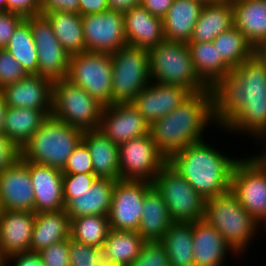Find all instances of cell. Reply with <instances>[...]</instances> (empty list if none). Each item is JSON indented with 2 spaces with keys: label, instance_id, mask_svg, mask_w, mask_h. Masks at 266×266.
I'll return each mask as SVG.
<instances>
[{
  "label": "cell",
  "instance_id": "cell-1",
  "mask_svg": "<svg viewBox=\"0 0 266 266\" xmlns=\"http://www.w3.org/2000/svg\"><path fill=\"white\" fill-rule=\"evenodd\" d=\"M213 118L220 129L259 139L266 133V65L254 54L212 88Z\"/></svg>",
  "mask_w": 266,
  "mask_h": 266
},
{
  "label": "cell",
  "instance_id": "cell-2",
  "mask_svg": "<svg viewBox=\"0 0 266 266\" xmlns=\"http://www.w3.org/2000/svg\"><path fill=\"white\" fill-rule=\"evenodd\" d=\"M216 149L202 140L167 158V165L205 200L230 191L232 172L239 160Z\"/></svg>",
  "mask_w": 266,
  "mask_h": 266
},
{
  "label": "cell",
  "instance_id": "cell-3",
  "mask_svg": "<svg viewBox=\"0 0 266 266\" xmlns=\"http://www.w3.org/2000/svg\"><path fill=\"white\" fill-rule=\"evenodd\" d=\"M213 97L211 88L193 93L185 102L155 121L150 134L156 148L167 159L190 144L203 139V132L213 123Z\"/></svg>",
  "mask_w": 266,
  "mask_h": 266
},
{
  "label": "cell",
  "instance_id": "cell-4",
  "mask_svg": "<svg viewBox=\"0 0 266 266\" xmlns=\"http://www.w3.org/2000/svg\"><path fill=\"white\" fill-rule=\"evenodd\" d=\"M82 137V129L49 116L19 150V157L63 170Z\"/></svg>",
  "mask_w": 266,
  "mask_h": 266
},
{
  "label": "cell",
  "instance_id": "cell-5",
  "mask_svg": "<svg viewBox=\"0 0 266 266\" xmlns=\"http://www.w3.org/2000/svg\"><path fill=\"white\" fill-rule=\"evenodd\" d=\"M148 53L154 83L181 86L192 94L210 89L197 75L187 43L164 40Z\"/></svg>",
  "mask_w": 266,
  "mask_h": 266
},
{
  "label": "cell",
  "instance_id": "cell-6",
  "mask_svg": "<svg viewBox=\"0 0 266 266\" xmlns=\"http://www.w3.org/2000/svg\"><path fill=\"white\" fill-rule=\"evenodd\" d=\"M203 219L216 228L239 255L245 253L260 227L231 190L206 200Z\"/></svg>",
  "mask_w": 266,
  "mask_h": 266
},
{
  "label": "cell",
  "instance_id": "cell-7",
  "mask_svg": "<svg viewBox=\"0 0 266 266\" xmlns=\"http://www.w3.org/2000/svg\"><path fill=\"white\" fill-rule=\"evenodd\" d=\"M103 106L66 78L53 81L51 116L79 129H98Z\"/></svg>",
  "mask_w": 266,
  "mask_h": 266
},
{
  "label": "cell",
  "instance_id": "cell-8",
  "mask_svg": "<svg viewBox=\"0 0 266 266\" xmlns=\"http://www.w3.org/2000/svg\"><path fill=\"white\" fill-rule=\"evenodd\" d=\"M112 104L131 103L150 82L149 53L126 45L111 54Z\"/></svg>",
  "mask_w": 266,
  "mask_h": 266
},
{
  "label": "cell",
  "instance_id": "cell-9",
  "mask_svg": "<svg viewBox=\"0 0 266 266\" xmlns=\"http://www.w3.org/2000/svg\"><path fill=\"white\" fill-rule=\"evenodd\" d=\"M112 75L111 54L86 51L70 56L66 79L105 107L112 104Z\"/></svg>",
  "mask_w": 266,
  "mask_h": 266
},
{
  "label": "cell",
  "instance_id": "cell-10",
  "mask_svg": "<svg viewBox=\"0 0 266 266\" xmlns=\"http://www.w3.org/2000/svg\"><path fill=\"white\" fill-rule=\"evenodd\" d=\"M152 185L166 202L173 222L193 223L203 219L206 200L167 164Z\"/></svg>",
  "mask_w": 266,
  "mask_h": 266
},
{
  "label": "cell",
  "instance_id": "cell-11",
  "mask_svg": "<svg viewBox=\"0 0 266 266\" xmlns=\"http://www.w3.org/2000/svg\"><path fill=\"white\" fill-rule=\"evenodd\" d=\"M230 190L252 218L266 227V167L256 157L239 158Z\"/></svg>",
  "mask_w": 266,
  "mask_h": 266
},
{
  "label": "cell",
  "instance_id": "cell-12",
  "mask_svg": "<svg viewBox=\"0 0 266 266\" xmlns=\"http://www.w3.org/2000/svg\"><path fill=\"white\" fill-rule=\"evenodd\" d=\"M166 164L150 133L119 145L120 180L152 183Z\"/></svg>",
  "mask_w": 266,
  "mask_h": 266
},
{
  "label": "cell",
  "instance_id": "cell-13",
  "mask_svg": "<svg viewBox=\"0 0 266 266\" xmlns=\"http://www.w3.org/2000/svg\"><path fill=\"white\" fill-rule=\"evenodd\" d=\"M26 19L37 48L38 75L52 81L66 78L70 55L59 43L48 19L42 14Z\"/></svg>",
  "mask_w": 266,
  "mask_h": 266
},
{
  "label": "cell",
  "instance_id": "cell-14",
  "mask_svg": "<svg viewBox=\"0 0 266 266\" xmlns=\"http://www.w3.org/2000/svg\"><path fill=\"white\" fill-rule=\"evenodd\" d=\"M81 19L87 52L112 54L128 45L123 12L108 9Z\"/></svg>",
  "mask_w": 266,
  "mask_h": 266
},
{
  "label": "cell",
  "instance_id": "cell-15",
  "mask_svg": "<svg viewBox=\"0 0 266 266\" xmlns=\"http://www.w3.org/2000/svg\"><path fill=\"white\" fill-rule=\"evenodd\" d=\"M152 183L118 180L113 188L108 220L114 230L137 231L140 225L143 201Z\"/></svg>",
  "mask_w": 266,
  "mask_h": 266
},
{
  "label": "cell",
  "instance_id": "cell-16",
  "mask_svg": "<svg viewBox=\"0 0 266 266\" xmlns=\"http://www.w3.org/2000/svg\"><path fill=\"white\" fill-rule=\"evenodd\" d=\"M98 130L119 146L150 133V126L131 103H114L102 108Z\"/></svg>",
  "mask_w": 266,
  "mask_h": 266
},
{
  "label": "cell",
  "instance_id": "cell-17",
  "mask_svg": "<svg viewBox=\"0 0 266 266\" xmlns=\"http://www.w3.org/2000/svg\"><path fill=\"white\" fill-rule=\"evenodd\" d=\"M34 197L29 161L18 157L0 173V200L3 210L34 212Z\"/></svg>",
  "mask_w": 266,
  "mask_h": 266
},
{
  "label": "cell",
  "instance_id": "cell-18",
  "mask_svg": "<svg viewBox=\"0 0 266 266\" xmlns=\"http://www.w3.org/2000/svg\"><path fill=\"white\" fill-rule=\"evenodd\" d=\"M192 93L181 86L150 82L138 93L131 104L151 126L155 121L172 112Z\"/></svg>",
  "mask_w": 266,
  "mask_h": 266
},
{
  "label": "cell",
  "instance_id": "cell-19",
  "mask_svg": "<svg viewBox=\"0 0 266 266\" xmlns=\"http://www.w3.org/2000/svg\"><path fill=\"white\" fill-rule=\"evenodd\" d=\"M8 107L52 110L53 81L37 74L0 89Z\"/></svg>",
  "mask_w": 266,
  "mask_h": 266
},
{
  "label": "cell",
  "instance_id": "cell-20",
  "mask_svg": "<svg viewBox=\"0 0 266 266\" xmlns=\"http://www.w3.org/2000/svg\"><path fill=\"white\" fill-rule=\"evenodd\" d=\"M34 191V212L59 211L65 208L62 170L29 162Z\"/></svg>",
  "mask_w": 266,
  "mask_h": 266
},
{
  "label": "cell",
  "instance_id": "cell-21",
  "mask_svg": "<svg viewBox=\"0 0 266 266\" xmlns=\"http://www.w3.org/2000/svg\"><path fill=\"white\" fill-rule=\"evenodd\" d=\"M36 213L3 210L0 213V254L5 258L30 251Z\"/></svg>",
  "mask_w": 266,
  "mask_h": 266
},
{
  "label": "cell",
  "instance_id": "cell-22",
  "mask_svg": "<svg viewBox=\"0 0 266 266\" xmlns=\"http://www.w3.org/2000/svg\"><path fill=\"white\" fill-rule=\"evenodd\" d=\"M192 235L195 266H223L226 253L232 251L238 255L216 228L204 219L192 223Z\"/></svg>",
  "mask_w": 266,
  "mask_h": 266
},
{
  "label": "cell",
  "instance_id": "cell-23",
  "mask_svg": "<svg viewBox=\"0 0 266 266\" xmlns=\"http://www.w3.org/2000/svg\"><path fill=\"white\" fill-rule=\"evenodd\" d=\"M127 43L149 51L163 42V20L141 5L123 12Z\"/></svg>",
  "mask_w": 266,
  "mask_h": 266
},
{
  "label": "cell",
  "instance_id": "cell-24",
  "mask_svg": "<svg viewBox=\"0 0 266 266\" xmlns=\"http://www.w3.org/2000/svg\"><path fill=\"white\" fill-rule=\"evenodd\" d=\"M115 183L112 179L97 178L89 190L73 193V199L64 208L70 220L85 215L108 216Z\"/></svg>",
  "mask_w": 266,
  "mask_h": 266
},
{
  "label": "cell",
  "instance_id": "cell-25",
  "mask_svg": "<svg viewBox=\"0 0 266 266\" xmlns=\"http://www.w3.org/2000/svg\"><path fill=\"white\" fill-rule=\"evenodd\" d=\"M82 141L89 148L94 175L97 178L120 180L119 146L98 129L83 131Z\"/></svg>",
  "mask_w": 266,
  "mask_h": 266
},
{
  "label": "cell",
  "instance_id": "cell-26",
  "mask_svg": "<svg viewBox=\"0 0 266 266\" xmlns=\"http://www.w3.org/2000/svg\"><path fill=\"white\" fill-rule=\"evenodd\" d=\"M204 5L201 0H174L162 19L164 39L188 43Z\"/></svg>",
  "mask_w": 266,
  "mask_h": 266
},
{
  "label": "cell",
  "instance_id": "cell-27",
  "mask_svg": "<svg viewBox=\"0 0 266 266\" xmlns=\"http://www.w3.org/2000/svg\"><path fill=\"white\" fill-rule=\"evenodd\" d=\"M173 223L166 202L152 185L144 197L142 216L137 232L146 241H161Z\"/></svg>",
  "mask_w": 266,
  "mask_h": 266
},
{
  "label": "cell",
  "instance_id": "cell-28",
  "mask_svg": "<svg viewBox=\"0 0 266 266\" xmlns=\"http://www.w3.org/2000/svg\"><path fill=\"white\" fill-rule=\"evenodd\" d=\"M52 110L8 107L5 113L3 134L20 150L42 123L51 116Z\"/></svg>",
  "mask_w": 266,
  "mask_h": 266
},
{
  "label": "cell",
  "instance_id": "cell-29",
  "mask_svg": "<svg viewBox=\"0 0 266 266\" xmlns=\"http://www.w3.org/2000/svg\"><path fill=\"white\" fill-rule=\"evenodd\" d=\"M232 3L222 0L205 3L189 42H212L222 32L234 26Z\"/></svg>",
  "mask_w": 266,
  "mask_h": 266
},
{
  "label": "cell",
  "instance_id": "cell-30",
  "mask_svg": "<svg viewBox=\"0 0 266 266\" xmlns=\"http://www.w3.org/2000/svg\"><path fill=\"white\" fill-rule=\"evenodd\" d=\"M70 238V218L65 209L36 213L30 251L40 252L51 244Z\"/></svg>",
  "mask_w": 266,
  "mask_h": 266
},
{
  "label": "cell",
  "instance_id": "cell-31",
  "mask_svg": "<svg viewBox=\"0 0 266 266\" xmlns=\"http://www.w3.org/2000/svg\"><path fill=\"white\" fill-rule=\"evenodd\" d=\"M232 6L234 26L256 48L266 39V0H240Z\"/></svg>",
  "mask_w": 266,
  "mask_h": 266
},
{
  "label": "cell",
  "instance_id": "cell-32",
  "mask_svg": "<svg viewBox=\"0 0 266 266\" xmlns=\"http://www.w3.org/2000/svg\"><path fill=\"white\" fill-rule=\"evenodd\" d=\"M146 240L137 231L110 229L101 257L119 266H129L139 256Z\"/></svg>",
  "mask_w": 266,
  "mask_h": 266
},
{
  "label": "cell",
  "instance_id": "cell-33",
  "mask_svg": "<svg viewBox=\"0 0 266 266\" xmlns=\"http://www.w3.org/2000/svg\"><path fill=\"white\" fill-rule=\"evenodd\" d=\"M187 44L194 69L209 88L232 71L219 56L213 42H188Z\"/></svg>",
  "mask_w": 266,
  "mask_h": 266
},
{
  "label": "cell",
  "instance_id": "cell-34",
  "mask_svg": "<svg viewBox=\"0 0 266 266\" xmlns=\"http://www.w3.org/2000/svg\"><path fill=\"white\" fill-rule=\"evenodd\" d=\"M41 14L48 19L56 38L70 56L86 52L80 14L61 11Z\"/></svg>",
  "mask_w": 266,
  "mask_h": 266
},
{
  "label": "cell",
  "instance_id": "cell-35",
  "mask_svg": "<svg viewBox=\"0 0 266 266\" xmlns=\"http://www.w3.org/2000/svg\"><path fill=\"white\" fill-rule=\"evenodd\" d=\"M160 242L166 248L170 266H195L192 223L174 222Z\"/></svg>",
  "mask_w": 266,
  "mask_h": 266
},
{
  "label": "cell",
  "instance_id": "cell-36",
  "mask_svg": "<svg viewBox=\"0 0 266 266\" xmlns=\"http://www.w3.org/2000/svg\"><path fill=\"white\" fill-rule=\"evenodd\" d=\"M212 42L219 56L231 69H235L255 54L253 45L235 26L222 32Z\"/></svg>",
  "mask_w": 266,
  "mask_h": 266
},
{
  "label": "cell",
  "instance_id": "cell-37",
  "mask_svg": "<svg viewBox=\"0 0 266 266\" xmlns=\"http://www.w3.org/2000/svg\"><path fill=\"white\" fill-rule=\"evenodd\" d=\"M5 49L21 64L27 74L38 75L37 48L26 18L18 25Z\"/></svg>",
  "mask_w": 266,
  "mask_h": 266
},
{
  "label": "cell",
  "instance_id": "cell-38",
  "mask_svg": "<svg viewBox=\"0 0 266 266\" xmlns=\"http://www.w3.org/2000/svg\"><path fill=\"white\" fill-rule=\"evenodd\" d=\"M107 215H85L70 220V239L102 248L110 231Z\"/></svg>",
  "mask_w": 266,
  "mask_h": 266
},
{
  "label": "cell",
  "instance_id": "cell-39",
  "mask_svg": "<svg viewBox=\"0 0 266 266\" xmlns=\"http://www.w3.org/2000/svg\"><path fill=\"white\" fill-rule=\"evenodd\" d=\"M129 266H170L166 248L160 241H146L139 256Z\"/></svg>",
  "mask_w": 266,
  "mask_h": 266
},
{
  "label": "cell",
  "instance_id": "cell-40",
  "mask_svg": "<svg viewBox=\"0 0 266 266\" xmlns=\"http://www.w3.org/2000/svg\"><path fill=\"white\" fill-rule=\"evenodd\" d=\"M63 174H94L91 154L87 145L81 141L69 156Z\"/></svg>",
  "mask_w": 266,
  "mask_h": 266
},
{
  "label": "cell",
  "instance_id": "cell-41",
  "mask_svg": "<svg viewBox=\"0 0 266 266\" xmlns=\"http://www.w3.org/2000/svg\"><path fill=\"white\" fill-rule=\"evenodd\" d=\"M28 74L6 49H0V89L22 80Z\"/></svg>",
  "mask_w": 266,
  "mask_h": 266
},
{
  "label": "cell",
  "instance_id": "cell-42",
  "mask_svg": "<svg viewBox=\"0 0 266 266\" xmlns=\"http://www.w3.org/2000/svg\"><path fill=\"white\" fill-rule=\"evenodd\" d=\"M70 266H94L101 258V249L69 238Z\"/></svg>",
  "mask_w": 266,
  "mask_h": 266
},
{
  "label": "cell",
  "instance_id": "cell-43",
  "mask_svg": "<svg viewBox=\"0 0 266 266\" xmlns=\"http://www.w3.org/2000/svg\"><path fill=\"white\" fill-rule=\"evenodd\" d=\"M97 177L94 174H63V199L65 205L73 199V193L89 190Z\"/></svg>",
  "mask_w": 266,
  "mask_h": 266
},
{
  "label": "cell",
  "instance_id": "cell-44",
  "mask_svg": "<svg viewBox=\"0 0 266 266\" xmlns=\"http://www.w3.org/2000/svg\"><path fill=\"white\" fill-rule=\"evenodd\" d=\"M39 254L44 266H70L69 239L51 244Z\"/></svg>",
  "mask_w": 266,
  "mask_h": 266
},
{
  "label": "cell",
  "instance_id": "cell-45",
  "mask_svg": "<svg viewBox=\"0 0 266 266\" xmlns=\"http://www.w3.org/2000/svg\"><path fill=\"white\" fill-rule=\"evenodd\" d=\"M24 19V16L14 12H0V49L6 48L14 31Z\"/></svg>",
  "mask_w": 266,
  "mask_h": 266
},
{
  "label": "cell",
  "instance_id": "cell-46",
  "mask_svg": "<svg viewBox=\"0 0 266 266\" xmlns=\"http://www.w3.org/2000/svg\"><path fill=\"white\" fill-rule=\"evenodd\" d=\"M6 11L30 17L41 14L40 0H6Z\"/></svg>",
  "mask_w": 266,
  "mask_h": 266
},
{
  "label": "cell",
  "instance_id": "cell-47",
  "mask_svg": "<svg viewBox=\"0 0 266 266\" xmlns=\"http://www.w3.org/2000/svg\"><path fill=\"white\" fill-rule=\"evenodd\" d=\"M41 13L70 12L79 14V0H40Z\"/></svg>",
  "mask_w": 266,
  "mask_h": 266
},
{
  "label": "cell",
  "instance_id": "cell-48",
  "mask_svg": "<svg viewBox=\"0 0 266 266\" xmlns=\"http://www.w3.org/2000/svg\"><path fill=\"white\" fill-rule=\"evenodd\" d=\"M19 157V150L4 135L0 134V173Z\"/></svg>",
  "mask_w": 266,
  "mask_h": 266
},
{
  "label": "cell",
  "instance_id": "cell-49",
  "mask_svg": "<svg viewBox=\"0 0 266 266\" xmlns=\"http://www.w3.org/2000/svg\"><path fill=\"white\" fill-rule=\"evenodd\" d=\"M14 261L13 266H44L43 260L39 252H18L6 259V263Z\"/></svg>",
  "mask_w": 266,
  "mask_h": 266
},
{
  "label": "cell",
  "instance_id": "cell-50",
  "mask_svg": "<svg viewBox=\"0 0 266 266\" xmlns=\"http://www.w3.org/2000/svg\"><path fill=\"white\" fill-rule=\"evenodd\" d=\"M174 0H142L141 6L150 14L163 19Z\"/></svg>",
  "mask_w": 266,
  "mask_h": 266
},
{
  "label": "cell",
  "instance_id": "cell-51",
  "mask_svg": "<svg viewBox=\"0 0 266 266\" xmlns=\"http://www.w3.org/2000/svg\"><path fill=\"white\" fill-rule=\"evenodd\" d=\"M109 9L107 0H79V14H97Z\"/></svg>",
  "mask_w": 266,
  "mask_h": 266
},
{
  "label": "cell",
  "instance_id": "cell-52",
  "mask_svg": "<svg viewBox=\"0 0 266 266\" xmlns=\"http://www.w3.org/2000/svg\"><path fill=\"white\" fill-rule=\"evenodd\" d=\"M142 0H107L110 10L125 12L141 5Z\"/></svg>",
  "mask_w": 266,
  "mask_h": 266
},
{
  "label": "cell",
  "instance_id": "cell-53",
  "mask_svg": "<svg viewBox=\"0 0 266 266\" xmlns=\"http://www.w3.org/2000/svg\"><path fill=\"white\" fill-rule=\"evenodd\" d=\"M8 106L5 102L3 95L0 93V134H3V126L5 120V113Z\"/></svg>",
  "mask_w": 266,
  "mask_h": 266
},
{
  "label": "cell",
  "instance_id": "cell-54",
  "mask_svg": "<svg viewBox=\"0 0 266 266\" xmlns=\"http://www.w3.org/2000/svg\"><path fill=\"white\" fill-rule=\"evenodd\" d=\"M255 54L266 65V39L255 48Z\"/></svg>",
  "mask_w": 266,
  "mask_h": 266
},
{
  "label": "cell",
  "instance_id": "cell-55",
  "mask_svg": "<svg viewBox=\"0 0 266 266\" xmlns=\"http://www.w3.org/2000/svg\"><path fill=\"white\" fill-rule=\"evenodd\" d=\"M260 142L264 141V143L266 144V133L263 134L259 139H258ZM266 146V145H265ZM266 148V147H265ZM264 152V153H263ZM262 153L260 154H256V157L265 167H266V150L263 151ZM262 154V155H261Z\"/></svg>",
  "mask_w": 266,
  "mask_h": 266
},
{
  "label": "cell",
  "instance_id": "cell-56",
  "mask_svg": "<svg viewBox=\"0 0 266 266\" xmlns=\"http://www.w3.org/2000/svg\"><path fill=\"white\" fill-rule=\"evenodd\" d=\"M94 266H119L115 263H110L107 260H104L102 257L94 264Z\"/></svg>",
  "mask_w": 266,
  "mask_h": 266
},
{
  "label": "cell",
  "instance_id": "cell-57",
  "mask_svg": "<svg viewBox=\"0 0 266 266\" xmlns=\"http://www.w3.org/2000/svg\"><path fill=\"white\" fill-rule=\"evenodd\" d=\"M6 11V0H0V12Z\"/></svg>",
  "mask_w": 266,
  "mask_h": 266
},
{
  "label": "cell",
  "instance_id": "cell-58",
  "mask_svg": "<svg viewBox=\"0 0 266 266\" xmlns=\"http://www.w3.org/2000/svg\"><path fill=\"white\" fill-rule=\"evenodd\" d=\"M0 266H8L6 259L0 254Z\"/></svg>",
  "mask_w": 266,
  "mask_h": 266
},
{
  "label": "cell",
  "instance_id": "cell-59",
  "mask_svg": "<svg viewBox=\"0 0 266 266\" xmlns=\"http://www.w3.org/2000/svg\"><path fill=\"white\" fill-rule=\"evenodd\" d=\"M202 2L204 3H216V2H219V1H222V0H201Z\"/></svg>",
  "mask_w": 266,
  "mask_h": 266
},
{
  "label": "cell",
  "instance_id": "cell-60",
  "mask_svg": "<svg viewBox=\"0 0 266 266\" xmlns=\"http://www.w3.org/2000/svg\"><path fill=\"white\" fill-rule=\"evenodd\" d=\"M225 1H228L230 3H234V2H237V1H240V0H225Z\"/></svg>",
  "mask_w": 266,
  "mask_h": 266
},
{
  "label": "cell",
  "instance_id": "cell-61",
  "mask_svg": "<svg viewBox=\"0 0 266 266\" xmlns=\"http://www.w3.org/2000/svg\"><path fill=\"white\" fill-rule=\"evenodd\" d=\"M3 211V207H2V204H1V200H0V213Z\"/></svg>",
  "mask_w": 266,
  "mask_h": 266
}]
</instances>
